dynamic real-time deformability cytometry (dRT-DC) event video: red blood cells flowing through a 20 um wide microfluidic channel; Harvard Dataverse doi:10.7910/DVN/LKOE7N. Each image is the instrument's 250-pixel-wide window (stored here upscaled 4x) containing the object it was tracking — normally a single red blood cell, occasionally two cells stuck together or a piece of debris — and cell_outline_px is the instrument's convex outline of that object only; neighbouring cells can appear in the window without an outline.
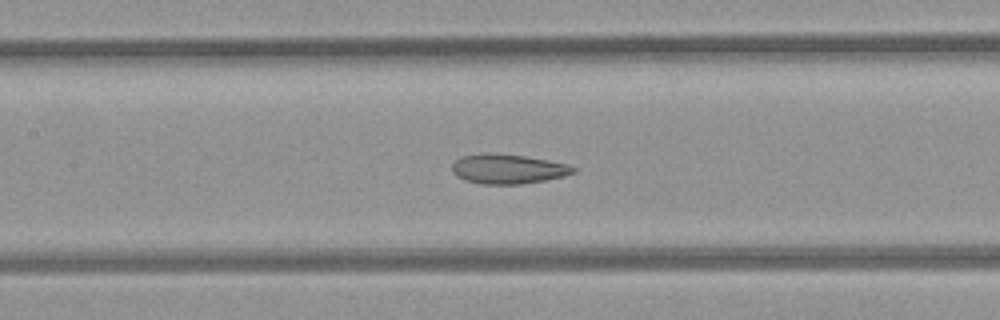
{"species": "common noctule bat (a hibernating species)", "species_latin": "Nyctalus noctula", "temperature_condition": "room temperature", "stored_images_in_passage": 54, "camera_frame_rate_fps": 3000, "um_per_image_px": 0.085, "animal": {"sex": "female", "body_mass_g": 21.9}, "frame": {"image": 1, "passage_image": 24, "time_ms": 7.667, "image_size_px": [1000, 320], "cell_outline_px": [[576, 172], [564, 176], [544, 180], [520, 184], [480, 184], [464, 180], [456, 176], [452, 172], [452, 164], [460, 156], [480, 152], [488, 152], [524, 156], [548, 160], [568, 164], [576, 168]], "centroid_in_image_um": [43.13, 14.35], "position_along_channel_um": 164.3, "area_um2": 21.15}}
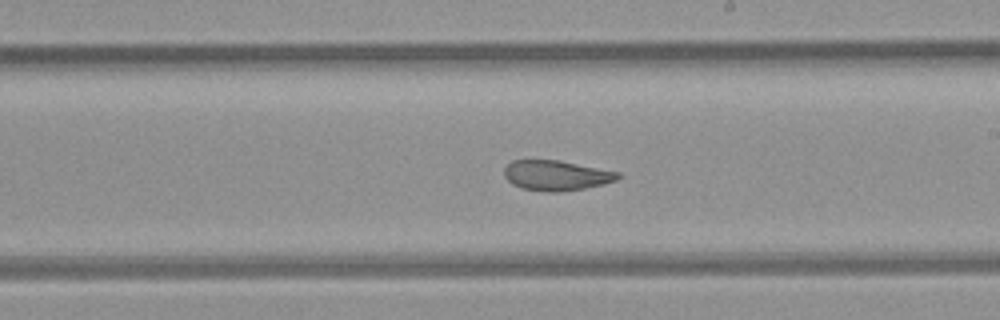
{"frame": {"image": 2, "passage_image": 30, "time_ms": 9.667, "image_size_px": [1000, 320], "cell_outline_px": [[620, 176], [616, 180], [604, 184], [584, 188], [560, 192], [544, 192], [520, 188], [512, 184], [504, 176], [504, 168], [512, 160], [556, 160], [620, 172]], "centroid_in_image_um": [47.25, 14.92], "position_along_channel_um": 241.7, "area_um2": 19.94}}
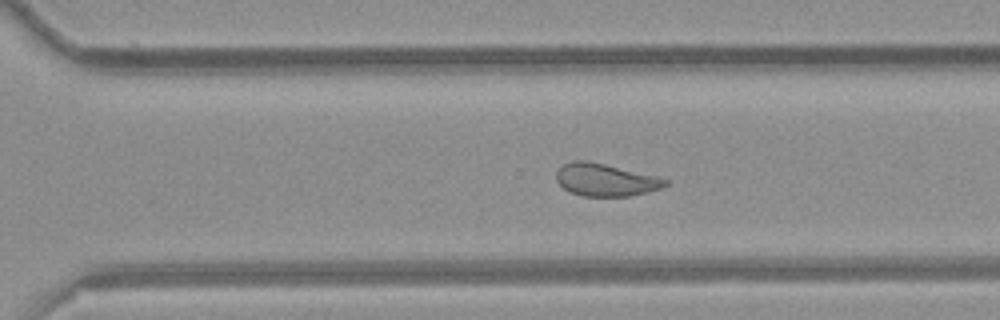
{"frame": {"image": 3, "passage_image": 36, "time_ms": 11.667, "image_size_px": [1000, 320], "cell_outline_px": [[668, 184], [660, 188], [648, 192], [628, 196], [584, 196], [572, 192], [564, 188], [556, 180], [556, 172], [564, 164], [572, 160], [584, 160], [604, 164], [656, 176], [668, 180]], "centroid_in_image_um": [51.46, 15.29], "position_along_channel_um": 319.1, "area_um2": 20.35}, "authors_computed_cell_mechanics": {"area_um2": 23.3223, "velocity_mm_per_s": 3.8875, "shape_relaxation_time_tau1_ms": null, "shape_relaxation_time_tau2_ms": 1.3928, "deformation_change_tau1": null, "deformation_change_tau2": 0.0826}}